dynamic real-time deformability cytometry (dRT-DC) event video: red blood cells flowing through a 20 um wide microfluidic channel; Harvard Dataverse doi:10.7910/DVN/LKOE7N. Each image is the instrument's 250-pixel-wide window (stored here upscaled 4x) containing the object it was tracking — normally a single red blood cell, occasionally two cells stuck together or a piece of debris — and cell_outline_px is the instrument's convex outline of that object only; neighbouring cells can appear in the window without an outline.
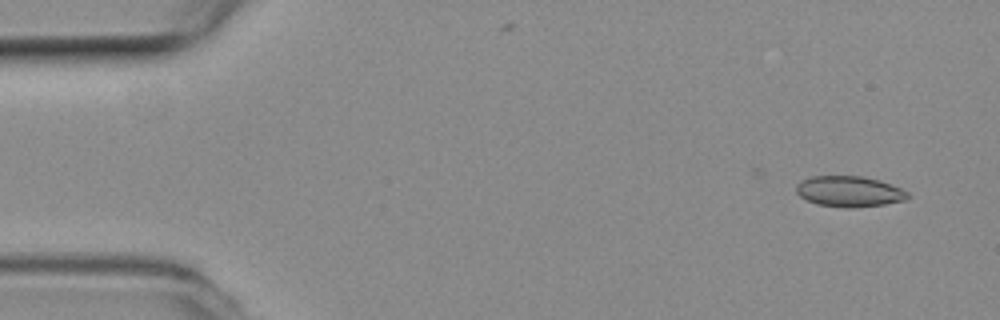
{"species": "common noctule bat (a hibernating species)", "species_latin": "Nyctalus noctula", "temperature_condition": "room temperature", "stored_images_in_passage": 5, "camera_frame_rate_fps": 3000, "um_per_image_px": 0.085, "animal": {"sex": "female", "body_mass_g": 19.3, "forearm_length_mm": 54.1}, "frame": {"image": 1, "passage_image": 1, "time_ms": 0.0, "image_size_px": [1000, 320], "cell_outline_px": [[908, 200], [884, 204], [852, 208], [848, 208], [816, 204], [800, 196], [796, 192], [796, 184], [800, 180], [812, 176], [864, 176], [880, 180], [900, 188], [908, 192]], "centroid_in_image_um": [72.18, 16.27], "position_along_channel_um": 12.8, "area_um2": 20.06}}
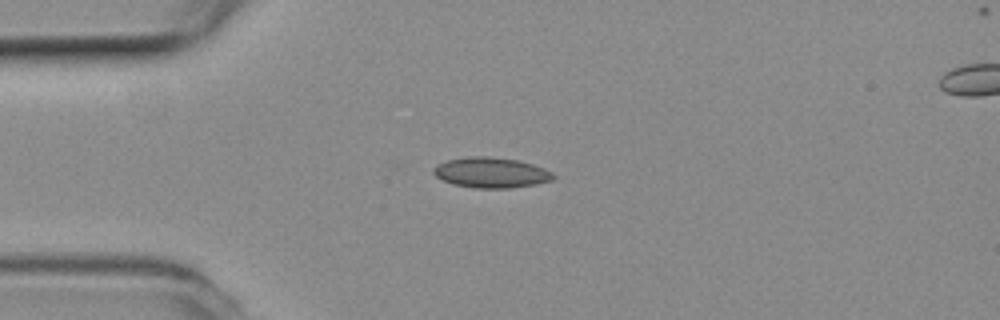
{"frame": {"image": 2, "passage_image": 3, "time_ms": 0.667, "image_size_px": [1000, 320], "cell_outline_px": [[556, 176], [552, 180], [536, 184], [512, 188], [472, 188], [452, 184], [436, 176], [432, 172], [432, 168], [436, 164], [448, 160], [468, 156], [488, 156], [520, 160], [544, 168], [552, 172]], "centroid_in_image_um": [41.74, 14.67], "position_along_channel_um": 43.3, "area_um2": 21.44}}
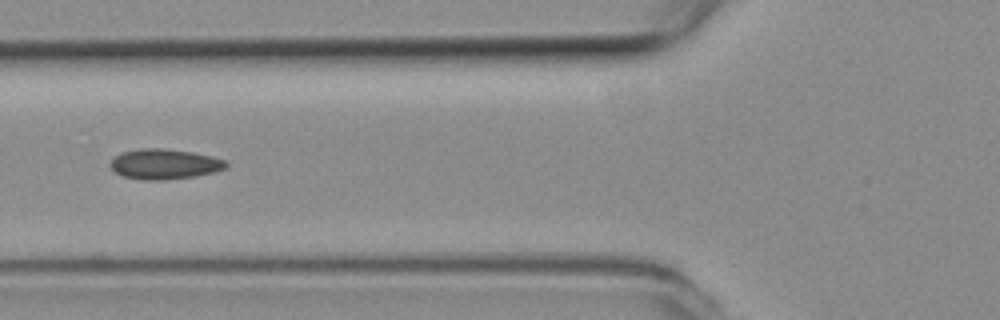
{"frame": {"image": 3, "passage_image": 5, "time_ms": 1.333, "image_size_px": [1000, 320], "cell_outline_px": [[228, 168], [216, 172], [196, 176], [164, 180], [144, 180], [124, 176], [112, 172], [108, 164], [116, 156], [124, 152], [140, 148], [160, 148], [192, 152], [212, 156], [224, 160], [228, 164]], "centroid_in_image_um": [13.99, 13.96], "position_along_channel_um": 111.8, "area_um2": 20.52}}